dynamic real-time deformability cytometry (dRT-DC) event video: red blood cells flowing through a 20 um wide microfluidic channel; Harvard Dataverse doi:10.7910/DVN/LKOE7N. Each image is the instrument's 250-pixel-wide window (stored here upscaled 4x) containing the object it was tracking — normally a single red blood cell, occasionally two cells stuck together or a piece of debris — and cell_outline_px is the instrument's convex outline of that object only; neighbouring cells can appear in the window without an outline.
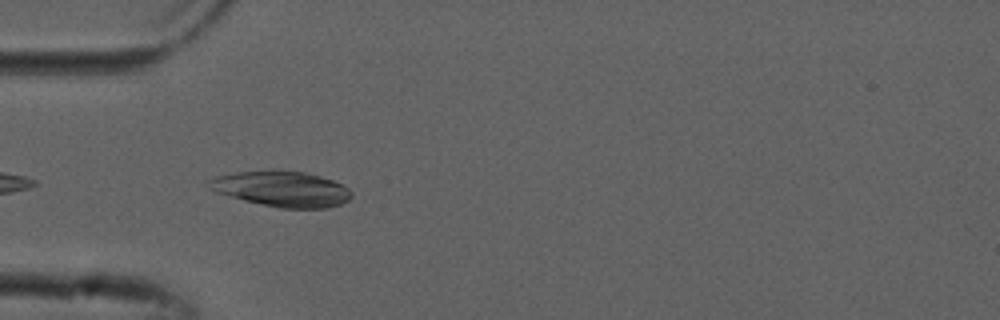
{"species": "common noctule bat (a hibernating species)", "species_latin": "Nyctalus noctula", "temperature_condition": "cold", "stored_images_in_passage": 37, "camera_frame_rate_fps": 3000, "um_per_image_px": 0.085, "animal": {"sex": "male", "forearm_length_mm": 52.5}, "frame": {"image": 1, "passage_image": 2, "time_ms": 0.333, "image_size_px": [1000, 320], "cell_outline_px": [[352, 196], [348, 200], [340, 204], [328, 208], [280, 208], [260, 204], [228, 196], [216, 192], [208, 188], [204, 180], [216, 176], [236, 172], [272, 168], [304, 172], [320, 176], [332, 180], [348, 188], [352, 192]], "centroid_in_image_um": [23.88, 16.03], "position_along_channel_um": 61.1, "area_um2": 30.11}}
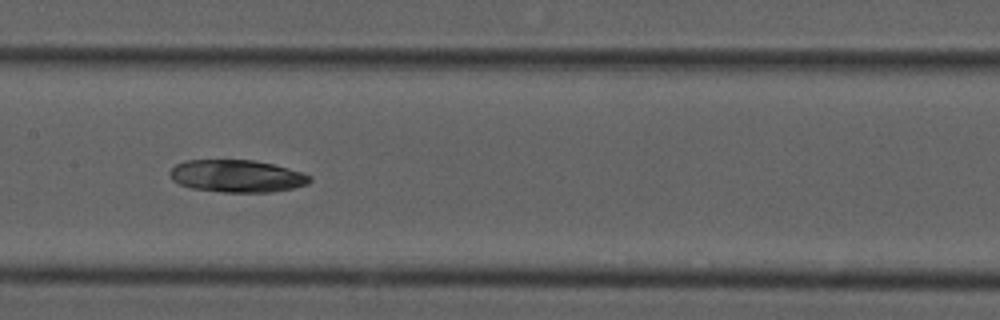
{"frame": {"image": 2, "passage_image": 12, "time_ms": 3.667, "image_size_px": [1000, 320], "cell_outline_px": [[312, 180], [308, 184], [292, 188], [272, 192], [224, 192], [192, 188], [180, 184], [172, 180], [168, 172], [176, 164], [184, 160], [252, 160], [272, 164], [288, 168], [312, 176]], "centroid_in_image_um": [20.13, 14.96], "position_along_channel_um": 187.3, "area_um2": 26.36}}
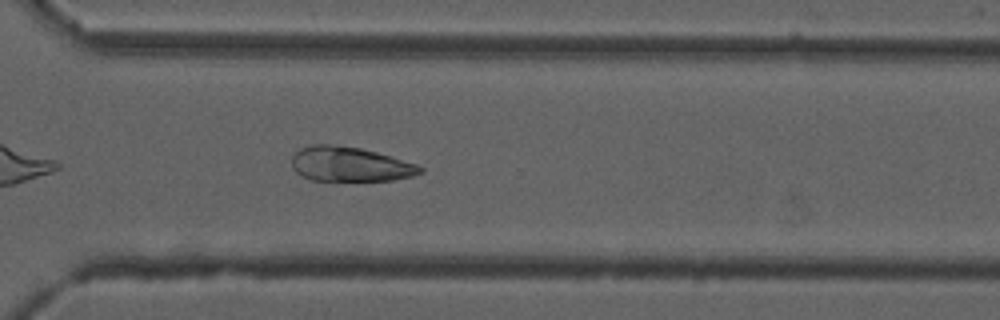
{"frame": {"image": 3, "passage_image": 24, "time_ms": 7.667, "image_size_px": [1000, 320], "cell_outline_px": [[424, 172], [412, 176], [392, 180], [312, 180], [300, 176], [292, 168], [292, 156], [300, 148], [312, 144], [332, 144], [360, 148], [376, 152], [416, 164], [424, 168]], "centroid_in_image_um": [29.71, 13.95], "position_along_channel_um": 340.9, "area_um2": 25.84}}